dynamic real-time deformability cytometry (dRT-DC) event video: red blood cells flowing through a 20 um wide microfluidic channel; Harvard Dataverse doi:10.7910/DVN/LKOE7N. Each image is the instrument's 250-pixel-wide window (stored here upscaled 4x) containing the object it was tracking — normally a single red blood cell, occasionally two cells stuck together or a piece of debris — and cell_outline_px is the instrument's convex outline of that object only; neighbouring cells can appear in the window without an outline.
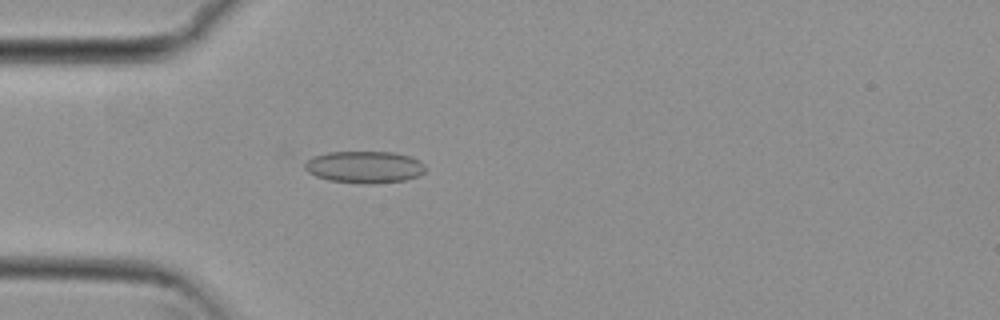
{"species": "common noctule bat (a hibernating species)", "species_latin": "Nyctalus noctula", "temperature_condition": "cold", "stored_images_in_passage": 54, "camera_frame_rate_fps": 3000, "um_per_image_px": 0.085, "animal": {"sex": "female", "body_mass_g": 29.2, "forearm_length_mm": 56.3}, "frame": {"image": 1, "passage_image": 16, "time_ms": 5.0, "image_size_px": [1000, 320], "cell_outline_px": [[424, 172], [420, 176], [404, 180], [372, 184], [368, 184], [328, 180], [316, 176], [308, 172], [304, 168], [304, 164], [312, 156], [328, 152], [392, 152], [408, 156], [420, 160], [424, 164]], "centroid_in_image_um": [30.98, 14.2], "position_along_channel_um": 54.0, "area_um2": 22.48}}
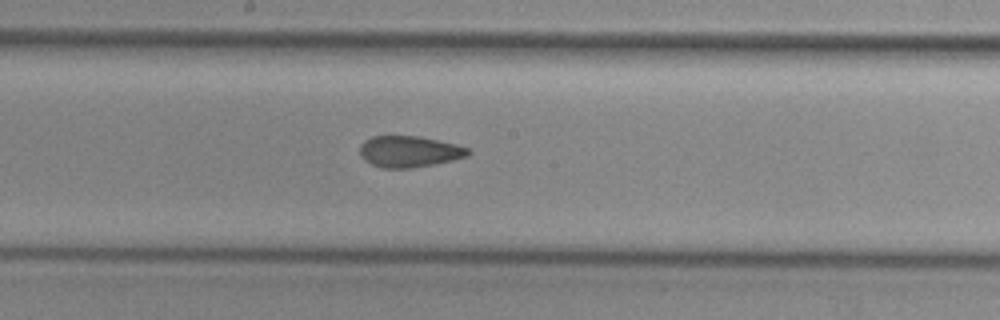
{"frame": {"image": 2, "passage_image": 29, "time_ms": 9.333, "image_size_px": [1000, 320], "cell_outline_px": [[472, 152], [468, 156], [452, 160], [412, 168], [380, 168], [364, 160], [360, 156], [360, 144], [364, 140], [372, 136], [420, 136], [456, 144], [468, 148]], "centroid_in_image_um": [34.77, 12.88], "position_along_channel_um": 213.4, "area_um2": 19.83}}
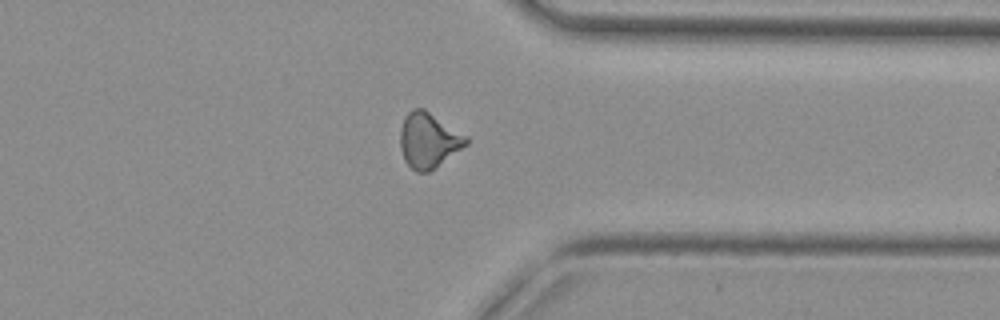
{"frame": {"image": 3, "passage_image": 42, "time_ms": 13.667, "image_size_px": [1000, 320], "cell_outline_px": [[468, 144], [428, 172], [416, 172], [404, 160], [400, 148], [400, 128], [404, 116], [412, 108], [424, 108], [468, 136]], "centroid_in_image_um": [36.41, 11.9], "position_along_channel_um": 375.0, "area_um2": 21.27}, "authors_computed_cell_mechanics": {"area_um2": 20.5768, "velocity_mm_per_s": 3.8312, "shape_relaxation_time_tau1_ms": null, "shape_relaxation_time_tau2_ms": 2.3477, "deformation_change_tau1": null, "deformation_change_tau2": 0.0944}}